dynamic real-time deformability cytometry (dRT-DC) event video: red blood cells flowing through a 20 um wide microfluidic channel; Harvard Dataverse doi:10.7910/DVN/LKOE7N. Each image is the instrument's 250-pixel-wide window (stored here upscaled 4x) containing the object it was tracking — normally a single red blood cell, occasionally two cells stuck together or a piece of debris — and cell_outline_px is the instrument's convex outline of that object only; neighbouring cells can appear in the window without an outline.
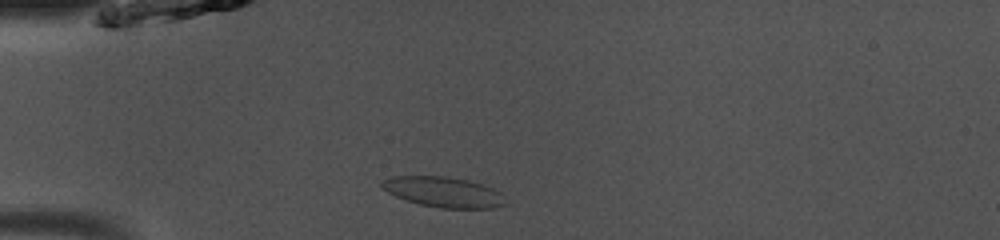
{"species": "common noctule bat (a hibernating species)", "species_latin": "Nyctalus noctula", "temperature_condition": "room temperature", "stored_images_in_passage": 38, "camera_frame_rate_fps": 3000, "um_per_image_px": 0.085, "animal": {"sex": "male", "body_mass_g": 13.0, "forearm_length_mm": 53.1}, "frame": {"image": 1, "passage_image": 3, "time_ms": 0.667, "image_size_px": [1000, 240], "cell_outline_px": [[512, 204], [492, 208], [440, 208], [420, 204], [396, 196], [388, 192], [380, 184], [384, 180], [392, 176], [448, 176], [468, 180], [484, 184], [500, 192]], "centroid_in_image_um": [37.8, 16.32], "position_along_channel_um": 47.2, "area_um2": 22.02}}
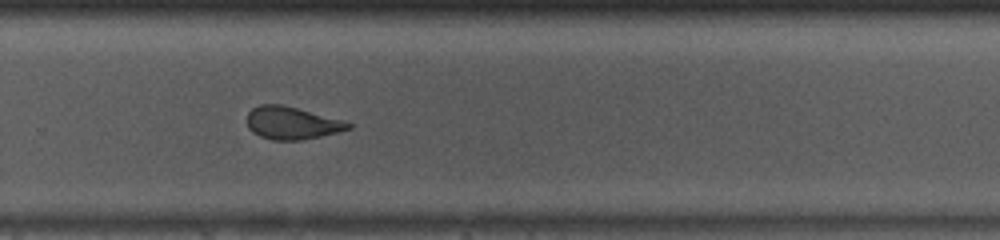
{"frame": {"image": 2, "passage_image": 23, "time_ms": 7.333, "image_size_px": [1000, 240], "cell_outline_px": [[352, 128], [320, 136], [300, 140], [272, 140], [260, 136], [252, 132], [248, 128], [248, 112], [252, 108], [260, 104], [280, 104], [296, 108], [340, 120], [352, 124]], "centroid_in_image_um": [24.75, 10.46], "position_along_channel_um": 305.1, "area_um2": 18.84}}
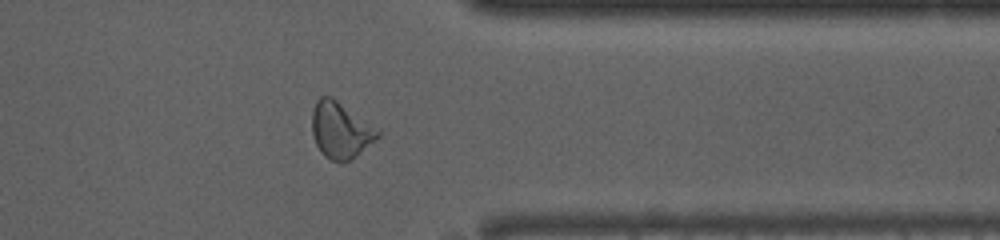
{"frame": {"image": 3, "passage_image": 29, "time_ms": 9.333, "image_size_px": [1000, 240], "cell_outline_px": [[380, 136], [348, 160], [340, 164], [324, 156], [320, 152], [316, 144], [312, 132], [312, 112], [316, 100], [320, 96], [332, 96], [380, 132]], "centroid_in_image_um": [28.88, 11.06], "position_along_channel_um": 382.5, "area_um2": 21.04}, "authors_computed_cell_mechanics": {"area_um2": 20.4034, "velocity_mm_per_s": 4.1042, "shape_relaxation_time_tau1_ms": 5.576, "shape_relaxation_time_tau2_ms": 1.2105, "deformation_change_tau1": 0.1619, "deformation_change_tau2": 0.0776}}